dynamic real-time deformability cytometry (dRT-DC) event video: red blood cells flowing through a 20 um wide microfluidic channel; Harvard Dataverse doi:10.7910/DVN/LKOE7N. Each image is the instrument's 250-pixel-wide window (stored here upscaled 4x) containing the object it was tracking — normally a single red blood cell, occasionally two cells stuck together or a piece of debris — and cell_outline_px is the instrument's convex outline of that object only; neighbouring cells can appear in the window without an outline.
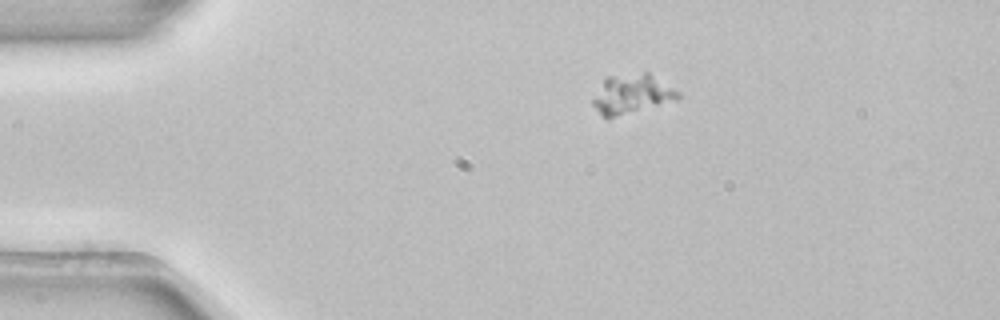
{"species": "common noctule bat (a hibernating species)", "species_latin": "Nyctalus noctula", "temperature_condition": "room temperature", "stored_images_in_passage": 2, "camera_frame_rate_fps": 3000, "um_per_image_px": 0.085, "animal": {"sex": "female", "body_mass_g": 22.7, "forearm_length_mm": 54.2}, "frame": {"image": 1, "passage_image": 1, "time_ms": 0.0, "image_size_px": [1000, 320], "cell_outline_px": [[680, 96], [676, 100], [608, 120], [600, 116], [592, 104], [592, 100], [604, 80], [608, 76], [644, 72], [648, 72], [680, 92]], "centroid_in_image_um": [53.69, 8.03], "position_along_channel_um": 31.3, "area_um2": 19.71}}